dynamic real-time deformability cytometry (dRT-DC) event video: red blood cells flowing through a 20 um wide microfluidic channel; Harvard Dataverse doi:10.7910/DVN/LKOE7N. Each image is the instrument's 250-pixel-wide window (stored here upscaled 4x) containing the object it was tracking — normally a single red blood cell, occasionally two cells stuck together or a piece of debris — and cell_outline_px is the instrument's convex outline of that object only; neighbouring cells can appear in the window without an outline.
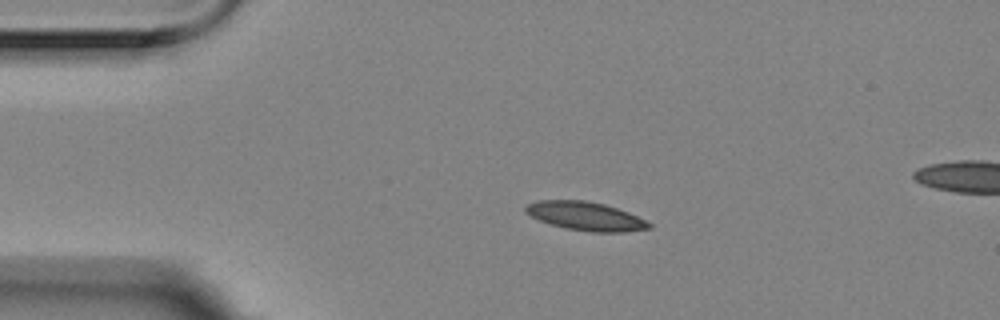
{"species": "Egyptian fruit bat (a non-hibernating species)", "species_latin": "Rousettus aegyptiacus", "temperature_condition": "room temperature", "stored_images_in_passage": 3, "segment_of_instrument_passage": [1, 2], "camera_frame_rate_fps": 3000, "um_per_image_px": 0.085, "animal": {"sex": "female"}, "frame": {"image": 1, "passage_image": 1, "time_ms": 0.0, "image_size_px": [1000, 320], "cell_outline_px": [[652, 228], [624, 232], [592, 232], [564, 228], [548, 224], [524, 212], [524, 208], [528, 204], [536, 200], [584, 200], [604, 204], [628, 212], [652, 224]], "centroid_in_image_um": [49.75, 18.37], "position_along_channel_um": 35.3, "area_um2": 20.58}}